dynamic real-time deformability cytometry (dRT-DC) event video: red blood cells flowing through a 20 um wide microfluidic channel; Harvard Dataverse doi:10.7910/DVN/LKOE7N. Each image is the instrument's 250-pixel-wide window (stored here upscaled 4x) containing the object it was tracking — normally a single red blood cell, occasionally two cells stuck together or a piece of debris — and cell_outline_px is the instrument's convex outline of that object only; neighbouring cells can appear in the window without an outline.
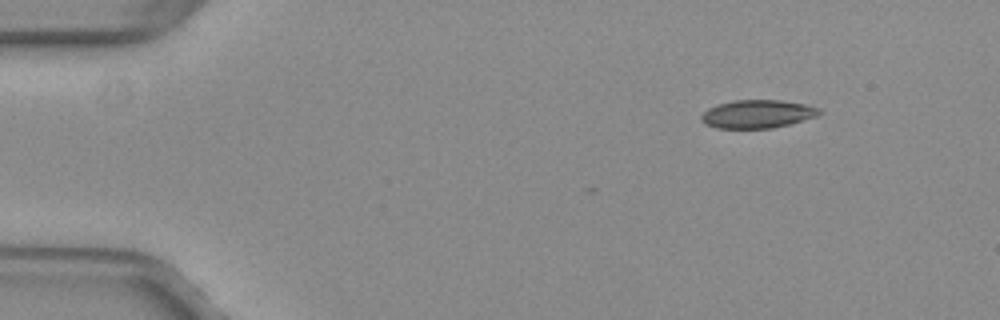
{"species": "common noctule bat (a hibernating species)", "species_latin": "Nyctalus noctula", "temperature_condition": "warm", "stored_images_in_passage": 8, "camera_frame_rate_fps": 3000, "um_per_image_px": 0.085, "animal": {"sex": "female", "body_mass_g": 29.2, "forearm_length_mm": 56.3}, "frame": {"image": 1, "passage_image": 1, "time_ms": 0.0, "image_size_px": [1000, 320], "cell_outline_px": [[824, 112], [816, 116], [788, 124], [772, 128], [716, 128], [704, 124], [700, 120], [700, 116], [708, 108], [716, 104], [732, 100], [780, 100], [804, 104], [820, 108]], "centroid_in_image_um": [64.34, 9.68], "position_along_channel_um": 20.7, "area_um2": 19.48}}